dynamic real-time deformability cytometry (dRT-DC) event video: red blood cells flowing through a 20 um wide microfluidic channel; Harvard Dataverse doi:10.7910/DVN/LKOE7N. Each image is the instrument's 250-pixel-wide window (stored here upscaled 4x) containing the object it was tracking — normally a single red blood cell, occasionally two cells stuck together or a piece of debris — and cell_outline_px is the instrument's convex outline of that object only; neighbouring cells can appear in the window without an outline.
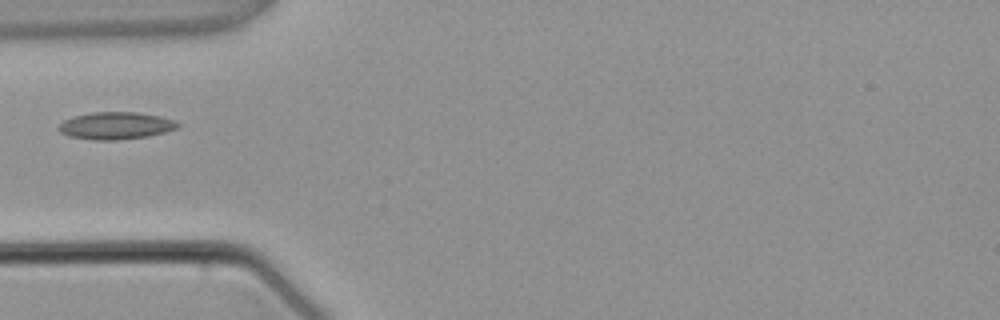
{"species": "common noctule bat (a hibernating species)", "species_latin": "Nyctalus noctula", "temperature_condition": "warm", "stored_images_in_passage": 1, "camera_frame_rate_fps": 3000, "um_per_image_px": 0.085, "animal": {"sex": "male", "body_mass_g": 21.5, "forearm_length_mm": 52.0}, "frame": {"image": 1, "passage_image": 1, "time_ms": 0.0, "image_size_px": [1000, 320], "cell_outline_px": [[180, 128], [148, 136], [120, 140], [92, 140], [68, 136], [60, 132], [56, 128], [64, 120], [72, 116], [92, 112], [136, 112], [160, 116], [176, 120], [180, 124]], "centroid_in_image_um": [9.84, 10.68], "position_along_channel_um": 75.2, "area_um2": 19.19}}